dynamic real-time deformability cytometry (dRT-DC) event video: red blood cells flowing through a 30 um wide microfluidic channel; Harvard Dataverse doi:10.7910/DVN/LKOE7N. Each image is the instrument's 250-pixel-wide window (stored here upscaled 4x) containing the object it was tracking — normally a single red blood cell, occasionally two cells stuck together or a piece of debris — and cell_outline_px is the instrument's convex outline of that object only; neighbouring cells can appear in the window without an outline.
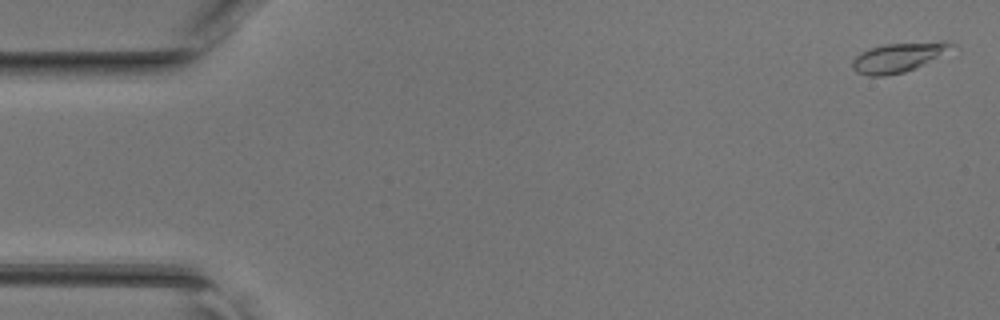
{"species": "common noctule bat (a hibernating species)", "species_latin": "Nyctalus noctula", "temperature_condition": "room temperature", "stored_images_in_passage": 46, "camera_frame_rate_fps": 3000, "um_per_image_px": 0.085, "animal": {"sex": "female", "body_mass_g": 17.0, "forearm_length_mm": 48.0}, "frame": {"image": 1, "passage_image": 1, "time_ms": 0.0, "image_size_px": [1000, 320], "cell_outline_px": [[956, 44], [916, 68], [904, 72], [884, 76], [868, 76], [856, 72], [852, 68], [852, 60], [860, 52], [868, 48], [884, 44], [940, 40], [944, 40]], "centroid_in_image_um": [76.28, 4.86], "position_along_channel_um": 8.7, "area_um2": 16.94}}
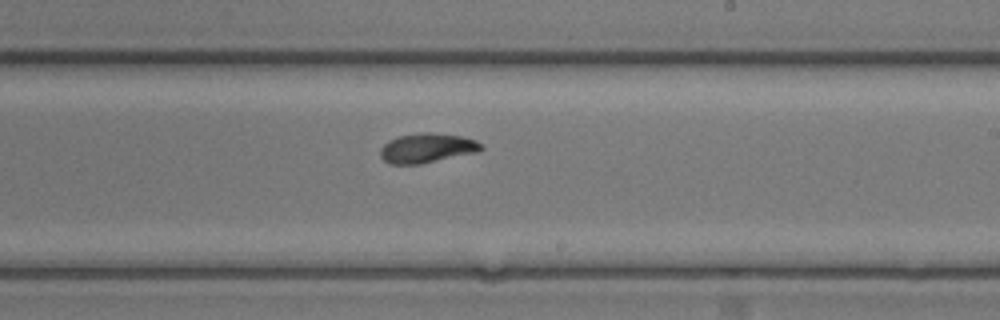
{"frame": {"image": 2, "passage_image": 27, "time_ms": 8.667, "image_size_px": [1000, 320], "cell_outline_px": [[484, 148], [476, 152], [420, 164], [388, 164], [380, 156], [380, 148], [388, 140], [396, 136], [420, 132], [428, 132], [460, 136], [476, 140]], "centroid_in_image_um": [36.23, 12.58], "position_along_channel_um": 252.8, "area_um2": 17.34}}
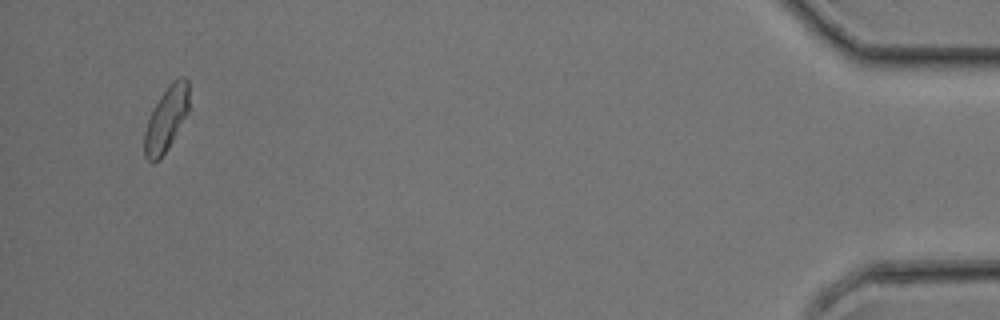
{"frame": {"image": 3, "passage_image": 44, "time_ms": 14.333, "image_size_px": [1000, 320], "cell_outline_px": [[188, 112], [168, 148], [152, 164], [144, 156], [144, 132], [148, 120], [160, 96], [172, 80], [180, 76], [184, 76], [188, 80]], "centroid_in_image_um": [14.13, 10.09], "position_along_channel_um": 421.1, "area_um2": 16.47}}